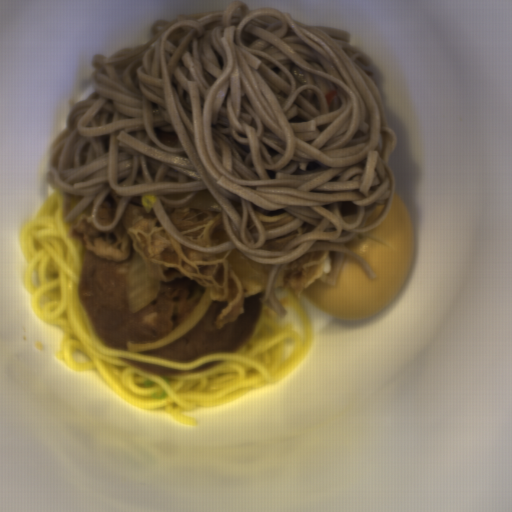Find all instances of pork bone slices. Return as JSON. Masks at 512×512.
Instances as JSON below:
<instances>
[{
	"mask_svg": "<svg viewBox=\"0 0 512 512\" xmlns=\"http://www.w3.org/2000/svg\"><path fill=\"white\" fill-rule=\"evenodd\" d=\"M266 290L244 298L243 313L233 322L218 328V318L228 302L213 300L204 315L183 336L157 348L137 351L158 358L193 361L201 355L236 351L255 330L262 313Z\"/></svg>",
	"mask_w": 512,
	"mask_h": 512,
	"instance_id": "pork-bone-slices-2",
	"label": "pork bone slices"
},
{
	"mask_svg": "<svg viewBox=\"0 0 512 512\" xmlns=\"http://www.w3.org/2000/svg\"><path fill=\"white\" fill-rule=\"evenodd\" d=\"M126 261L99 257L82 245L78 297L106 346L128 350V341L148 343L172 332L197 307L207 291L198 279L181 277L157 283V298L138 312L129 311Z\"/></svg>",
	"mask_w": 512,
	"mask_h": 512,
	"instance_id": "pork-bone-slices-1",
	"label": "pork bone slices"
},
{
	"mask_svg": "<svg viewBox=\"0 0 512 512\" xmlns=\"http://www.w3.org/2000/svg\"><path fill=\"white\" fill-rule=\"evenodd\" d=\"M121 361L124 362L125 364H127L128 366H131V367L141 370L143 372L161 374V375H184V374L198 373V372L204 371L206 369L212 368L213 366H215L216 364L221 362V361L207 362L203 365H200L198 367L191 368L188 370H177V369H172V368L165 367L162 365L144 363V362L131 360V359L123 358V357H122Z\"/></svg>",
	"mask_w": 512,
	"mask_h": 512,
	"instance_id": "pork-bone-slices-3",
	"label": "pork bone slices"
}]
</instances>
